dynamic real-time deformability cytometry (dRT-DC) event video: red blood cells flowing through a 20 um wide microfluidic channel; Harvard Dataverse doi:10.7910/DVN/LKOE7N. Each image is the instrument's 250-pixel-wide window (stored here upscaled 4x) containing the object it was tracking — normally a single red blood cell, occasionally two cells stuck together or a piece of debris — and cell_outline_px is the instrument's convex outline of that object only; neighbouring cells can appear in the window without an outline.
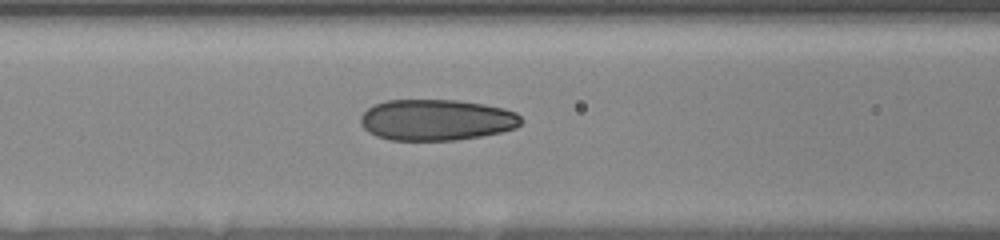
{"species": "human", "species_latin": "Homo sapiens", "temperature_condition": "room temperature", "stored_images_in_passage": 10, "camera_frame_rate_fps": 3000, "um_per_image_px": 0.085, "donor": {"sex": "female"}, "frame": {"image": 1, "passage_image": 7, "time_ms": 5.333, "image_size_px": [1000, 240], "cell_outline_px": [[524, 120], [516, 128], [500, 132], [480, 136], [456, 140], [388, 140], [376, 136], [368, 132], [360, 124], [360, 116], [368, 108], [384, 100], [456, 100], [484, 104], [504, 108], [516, 112]], "centroid_in_image_um": [37.09, 10.19], "position_along_channel_um": 129.5, "area_um2": 38.67}}
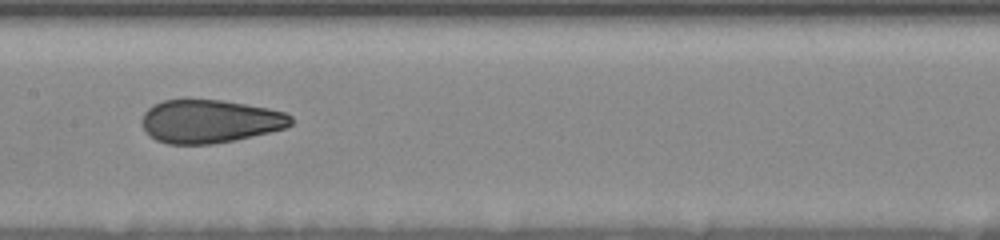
{"frame": {"image": 2, "passage_image": 9, "time_ms": 7.0, "image_size_px": [1000, 240], "cell_outline_px": [[292, 124], [288, 128], [236, 140], [212, 144], [168, 144], [156, 140], [148, 136], [140, 120], [144, 112], [148, 108], [164, 100], [184, 96], [220, 100], [268, 108], [284, 112], [292, 116]], "centroid_in_image_um": [17.8, 10.29], "position_along_channel_um": 189.6, "area_um2": 38.49}}